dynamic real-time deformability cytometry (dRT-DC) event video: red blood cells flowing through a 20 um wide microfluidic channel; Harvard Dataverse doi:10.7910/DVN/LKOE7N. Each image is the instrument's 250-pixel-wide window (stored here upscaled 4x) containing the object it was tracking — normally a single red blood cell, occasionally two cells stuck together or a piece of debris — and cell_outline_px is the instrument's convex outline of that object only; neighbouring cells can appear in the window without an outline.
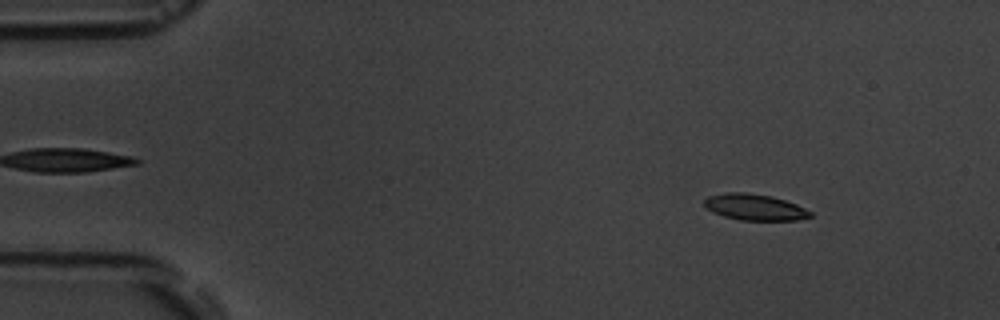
{"species": "common noctule bat (a hibernating species)", "species_latin": "Nyctalus noctula", "temperature_condition": "room temperature", "stored_images_in_passage": 16, "camera_frame_rate_fps": 3000, "um_per_image_px": 0.085, "animal": {"sex": "male", "body_mass_g": 19.5, "forearm_length_mm": 54.6}, "frame": {"image": 1, "passage_image": 2, "time_ms": 1.0, "image_size_px": [1000, 320], "cell_outline_px": [[812, 216], [796, 220], [740, 220], [724, 216], [712, 212], [704, 204], [704, 200], [708, 196], [724, 192], [744, 192], [772, 196], [796, 204], [812, 212]], "centroid_in_image_um": [64.13, 17.6], "position_along_channel_um": 20.9, "area_um2": 16.13}}
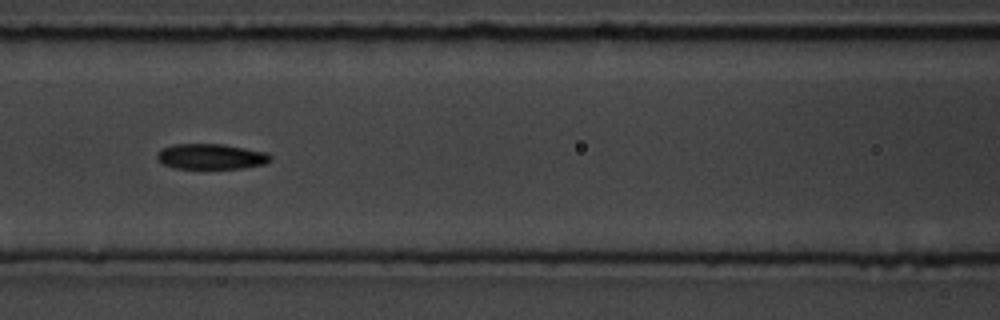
{"frame": {"image": 2, "passage_image": 7, "time_ms": 7.0, "image_size_px": [1000, 320], "cell_outline_px": [[272, 160], [264, 164], [244, 168], [176, 168], [164, 164], [156, 156], [156, 152], [172, 144], [224, 144], [264, 152], [272, 156]], "centroid_in_image_um": [17.95, 13.3], "position_along_channel_um": 148.7, "area_um2": 16.65}}
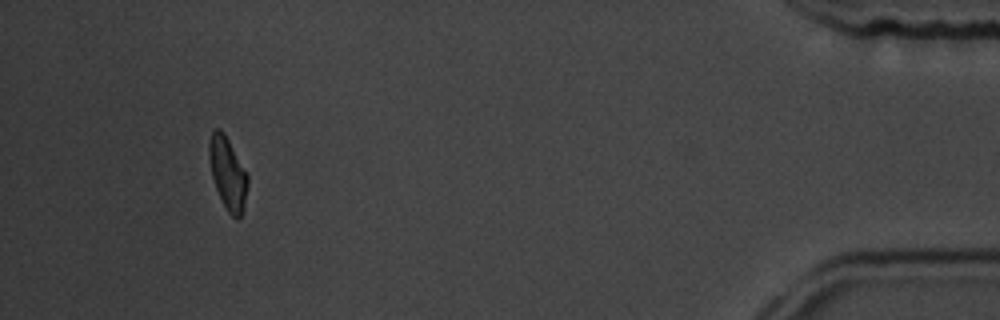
{"frame": {"image": 3, "passage_image": 15, "time_ms": 16.333, "image_size_px": [1000, 320], "cell_outline_px": [[248, 184], [244, 208], [240, 216], [236, 220], [228, 212], [216, 188], [212, 176], [208, 156], [208, 144], [212, 132], [216, 128], [220, 128], [224, 132], [248, 176]], "centroid_in_image_um": [19.35, 14.72], "position_along_channel_um": 415.9, "area_um2": 16.07}, "authors_computed_cell_mechanics": {"area_um2": 16.7331, "velocity_mm_per_s": 3.5988, "shape_relaxation_time_tau1_ms": 1.9212, "shape_relaxation_time_tau2_ms": null, "deformation_change_tau1": 0.0918, "deformation_change_tau2": null}}